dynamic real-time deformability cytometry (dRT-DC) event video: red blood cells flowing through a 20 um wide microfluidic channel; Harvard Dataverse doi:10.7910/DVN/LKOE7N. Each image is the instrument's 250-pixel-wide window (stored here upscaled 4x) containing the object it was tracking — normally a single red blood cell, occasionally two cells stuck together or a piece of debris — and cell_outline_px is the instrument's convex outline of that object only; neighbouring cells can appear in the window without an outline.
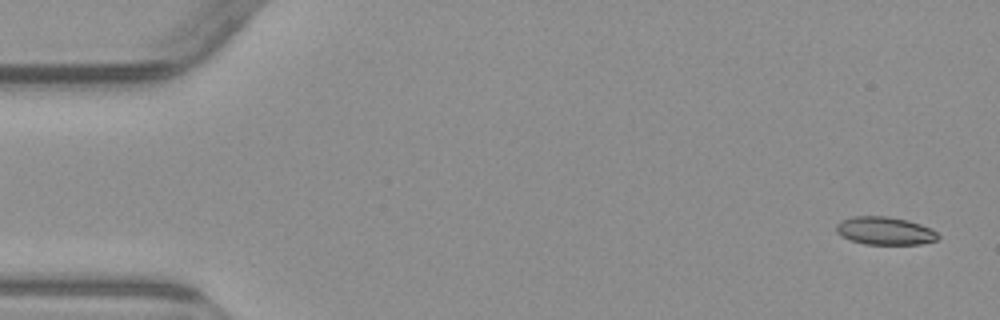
{"species": "common noctule bat (a hibernating species)", "species_latin": "Nyctalus noctula", "temperature_condition": "warm", "stored_images_in_passage": 7, "camera_frame_rate_fps": 3000, "um_per_image_px": 0.085, "animal": {"sex": "male", "body_mass_g": 23.1, "forearm_length_mm": 52.7}, "frame": {"image": 1, "passage_image": 1, "time_ms": 0.0, "image_size_px": [1000, 320], "cell_outline_px": [[940, 236], [936, 240], [920, 244], [864, 244], [840, 236], [836, 232], [836, 224], [840, 220], [852, 216], [888, 216], [908, 220], [920, 224], [936, 232]], "centroid_in_image_um": [75.17, 19.61], "position_along_channel_um": 9.8, "area_um2": 16.59}}
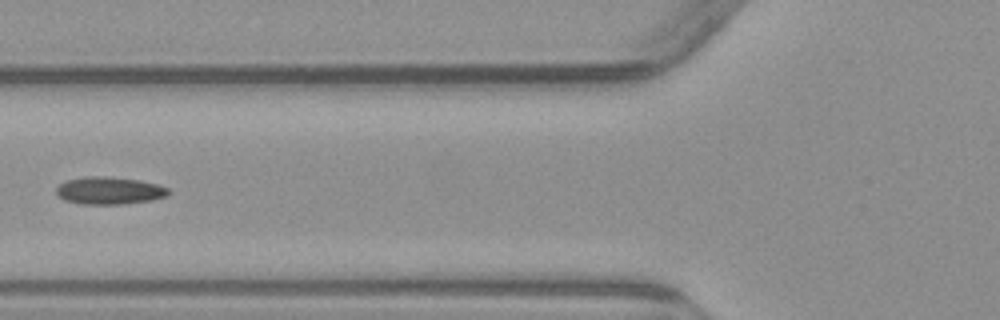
{"frame": {"image": 2, "passage_image": 6, "time_ms": 6.333, "image_size_px": [1000, 320], "cell_outline_px": [[168, 196], [152, 200], [124, 204], [80, 204], [64, 200], [56, 192], [56, 188], [64, 180], [88, 176], [104, 176], [140, 180], [156, 184], [168, 188]], "centroid_in_image_um": [9.28, 16.2], "position_along_channel_um": 116.5, "area_um2": 17.98}}
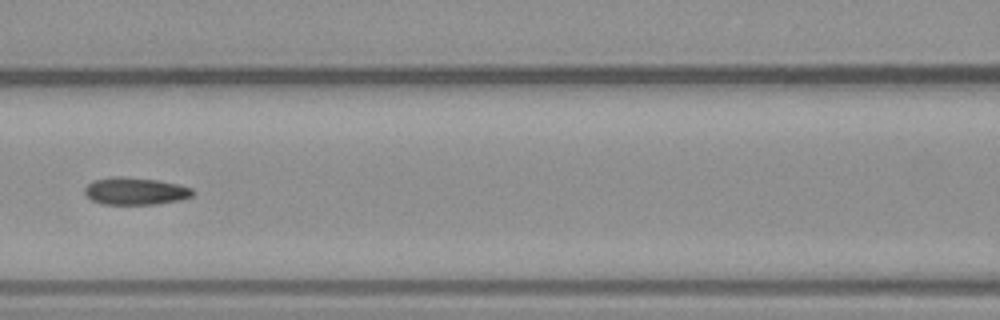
{"frame": {"image": 3, "passage_image": 7, "time_ms": 7.333, "image_size_px": [1000, 320], "cell_outline_px": [[196, 192], [192, 196], [180, 200], [156, 204], [100, 204], [92, 200], [84, 192], [84, 188], [92, 180], [112, 176], [120, 176], [160, 180], [192, 188]], "centroid_in_image_um": [11.5, 16.24], "position_along_channel_um": 155.1, "area_um2": 17.34}}